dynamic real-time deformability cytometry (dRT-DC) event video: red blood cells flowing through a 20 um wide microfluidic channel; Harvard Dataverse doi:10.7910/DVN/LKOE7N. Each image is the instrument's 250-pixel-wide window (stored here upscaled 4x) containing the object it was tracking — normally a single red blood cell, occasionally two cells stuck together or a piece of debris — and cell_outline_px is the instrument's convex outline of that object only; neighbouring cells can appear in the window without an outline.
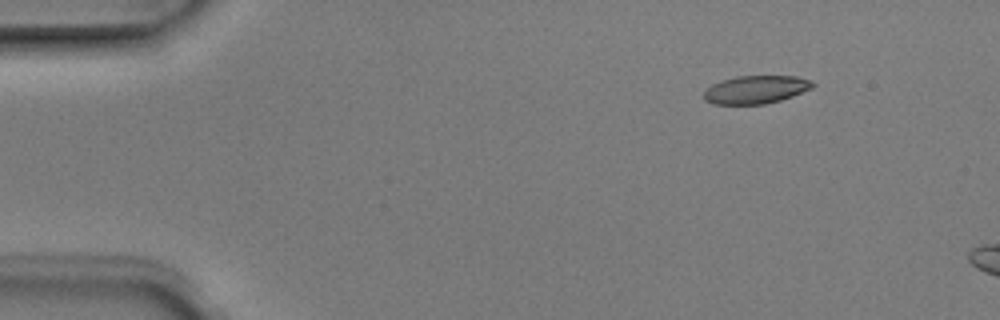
{"species": "Egyptian fruit bat (a non-hibernating species)", "species_latin": "Rousettus aegyptiacus", "temperature_condition": "room temperature", "stored_images_in_passage": 4, "camera_frame_rate_fps": 3000, "um_per_image_px": 0.085, "animal": {"sex": "male"}, "frame": {"image": 1, "passage_image": 2, "time_ms": 0.333, "image_size_px": [1000, 320], "cell_outline_px": [[816, 84], [812, 88], [792, 96], [780, 100], [764, 104], [712, 104], [704, 100], [704, 92], [712, 84], [720, 80], [736, 76], [796, 76], [812, 80]], "centroid_in_image_um": [64.25, 7.61], "position_along_channel_um": 20.8, "area_um2": 17.86}}